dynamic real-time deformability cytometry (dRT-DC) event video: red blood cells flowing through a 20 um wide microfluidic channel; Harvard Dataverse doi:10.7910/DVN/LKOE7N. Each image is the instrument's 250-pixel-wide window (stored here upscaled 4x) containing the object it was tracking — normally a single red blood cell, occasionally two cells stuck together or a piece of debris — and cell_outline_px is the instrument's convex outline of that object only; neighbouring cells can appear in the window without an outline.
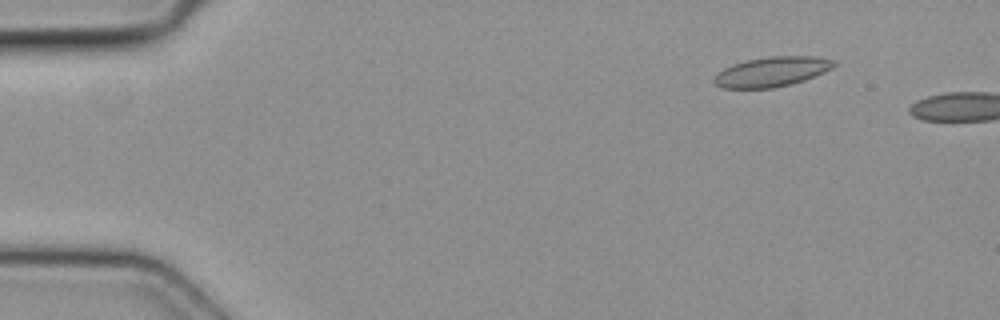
{"species": "common noctule bat (a hibernating species)", "species_latin": "Nyctalus noctula", "temperature_condition": "cold", "stored_images_in_passage": 2, "camera_frame_rate_fps": 3000, "um_per_image_px": 0.085, "animal": {"sex": "female", "body_mass_g": 19.3, "forearm_length_mm": 54.1}, "frame": {"image": 1, "passage_image": 1, "time_ms": 0.0, "image_size_px": [1000, 320], "cell_outline_px": [[836, 64], [832, 68], [824, 72], [804, 80], [772, 88], [720, 88], [712, 80], [716, 72], [732, 64], [748, 60], [768, 56], [816, 56], [836, 60]], "centroid_in_image_um": [65.58, 6.09], "position_along_channel_um": 19.4, "area_um2": 20.87}}